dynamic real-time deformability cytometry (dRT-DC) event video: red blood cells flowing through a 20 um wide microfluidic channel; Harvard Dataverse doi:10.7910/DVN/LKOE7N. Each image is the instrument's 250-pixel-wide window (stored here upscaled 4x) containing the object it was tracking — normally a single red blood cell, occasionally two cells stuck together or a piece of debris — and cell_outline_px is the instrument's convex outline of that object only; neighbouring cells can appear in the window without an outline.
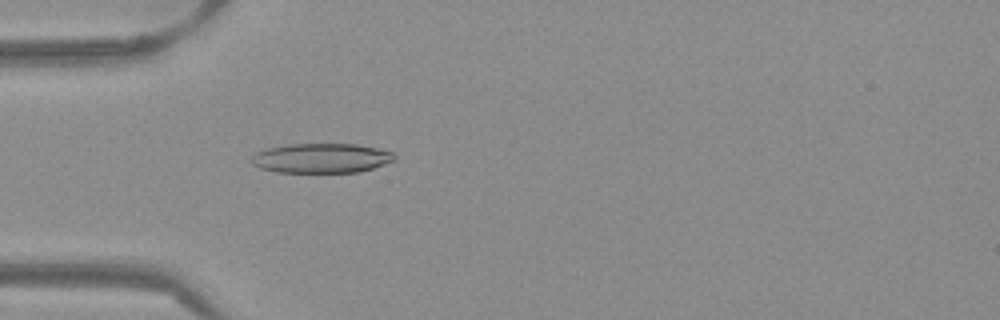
{"species": "Egyptian fruit bat (a non-hibernating species)", "species_latin": "Rousettus aegyptiacus", "temperature_condition": "warm", "stored_images_in_passage": 39, "camera_frame_rate_fps": 3000, "um_per_image_px": 0.085, "frame": {"image": 1, "passage_image": 3, "time_ms": 0.667, "image_size_px": [1000, 320], "cell_outline_px": [[396, 160], [360, 172], [276, 172], [260, 168], [252, 164], [252, 156], [256, 152], [268, 148], [288, 144], [356, 144], [376, 148], [392, 152], [396, 156]], "centroid_in_image_um": [27.32, 13.44], "position_along_channel_um": 57.7, "area_um2": 24.62}}
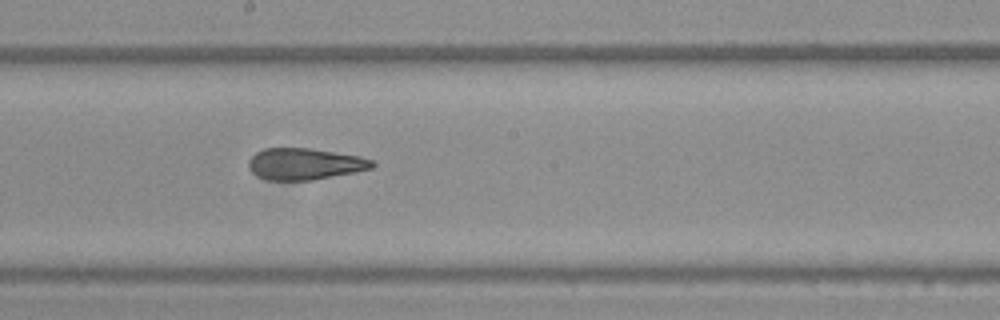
{"frame": {"image": 2, "passage_image": 16, "time_ms": 5.0, "image_size_px": [1000, 320], "cell_outline_px": [[376, 164], [372, 168], [356, 172], [312, 180], [268, 180], [256, 176], [248, 168], [248, 160], [256, 152], [264, 148], [308, 148], [360, 156], [372, 160]], "centroid_in_image_um": [25.88, 13.94], "position_along_channel_um": 222.3, "area_um2": 22.77}}
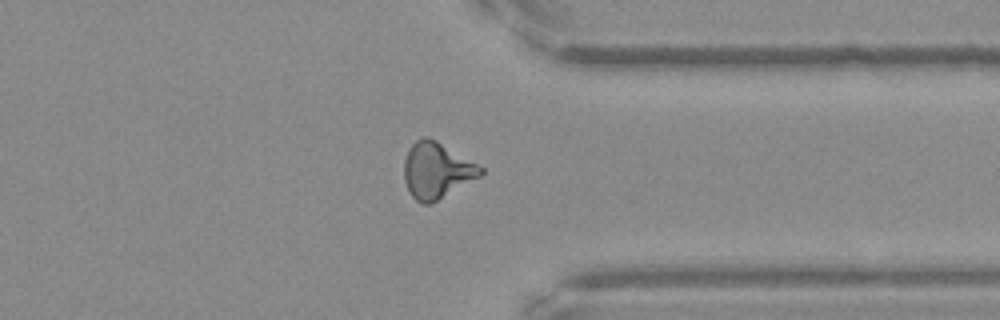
{"frame": {"image": 3, "passage_image": 28, "time_ms": 9.0, "image_size_px": [1000, 320], "cell_outline_px": [[484, 172], [480, 176], [432, 204], [420, 204], [408, 192], [404, 180], [404, 160], [412, 144], [416, 140], [424, 136], [428, 136], [436, 140], [484, 168]], "centroid_in_image_um": [37.1, 14.51], "position_along_channel_um": 374.3, "area_um2": 24.97}, "authors_computed_cell_mechanics": {"area_um2": 23.409, "velocity_mm_per_s": 3.8845, "shape_relaxation_time_tau1_ms": 10.9462, "shape_relaxation_time_tau2_ms": 2.1027, "deformation_change_tau1": 0.2757, "deformation_change_tau2": 0.1189}}